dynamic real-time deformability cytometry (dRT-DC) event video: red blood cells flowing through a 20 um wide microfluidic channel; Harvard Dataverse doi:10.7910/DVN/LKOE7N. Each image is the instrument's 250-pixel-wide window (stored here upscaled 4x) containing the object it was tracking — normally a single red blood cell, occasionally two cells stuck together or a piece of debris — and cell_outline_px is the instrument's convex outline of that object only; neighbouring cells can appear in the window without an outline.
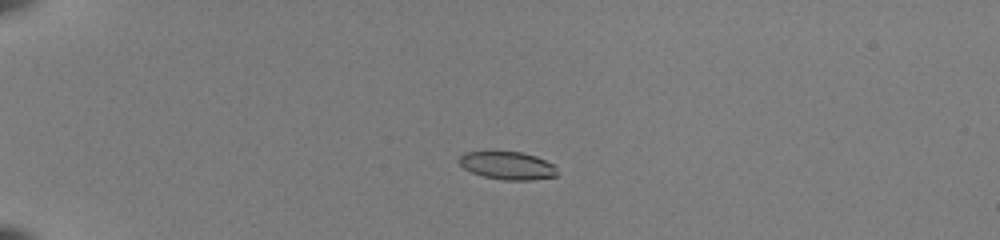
{"species": "common noctule bat (a hibernating species)", "species_latin": "Nyctalus noctula", "temperature_condition": "room temperature", "stored_images_in_passage": 41, "camera_frame_rate_fps": 3000, "um_per_image_px": 0.085, "animal": {"sex": "female", "body_mass_g": 22.0, "forearm_length_mm": 56.7}, "frame": {"image": 1, "passage_image": 3, "time_ms": 0.667, "image_size_px": [1000, 240], "cell_outline_px": [[556, 176], [532, 180], [504, 180], [484, 176], [472, 172], [464, 168], [456, 160], [464, 152], [524, 152], [536, 156], [552, 164], [556, 168]], "centroid_in_image_um": [43.12, 14.07], "position_along_channel_um": 41.9, "area_um2": 15.84}}
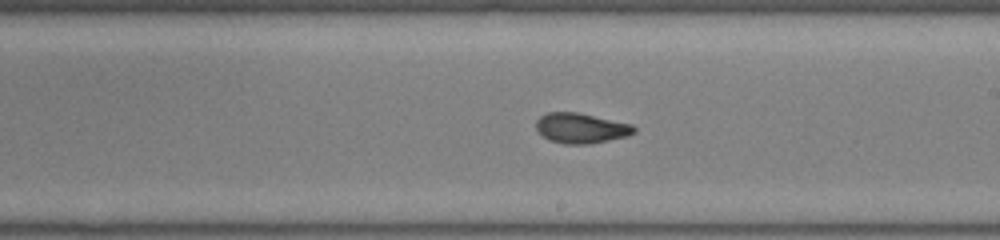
{"frame": {"image": 2, "passage_image": 22, "time_ms": 7.0, "image_size_px": [1000, 240], "cell_outline_px": [[636, 132], [628, 136], [588, 144], [564, 144], [548, 140], [536, 128], [536, 120], [540, 116], [548, 112], [576, 112], [632, 124], [636, 128]], "centroid_in_image_um": [49.39, 10.89], "position_along_channel_um": 239.6, "area_um2": 17.17}}
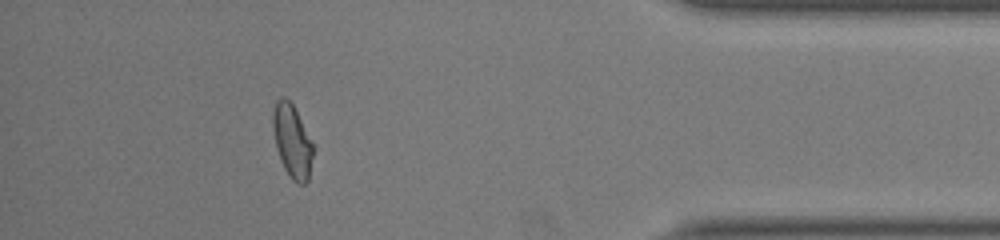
{"frame": {"image": 3, "passage_image": 37, "time_ms": 12.0, "image_size_px": [1000, 240], "cell_outline_px": [[312, 156], [308, 180], [304, 184], [296, 184], [292, 180], [284, 168], [280, 160], [276, 148], [272, 128], [272, 116], [276, 100], [280, 96], [284, 96], [292, 104], [312, 144]], "centroid_in_image_um": [24.79, 12.01], "position_along_channel_um": 410.4, "area_um2": 16.82}, "authors_computed_cell_mechanics": {"area_um2": 17.2822, "velocity_mm_per_s": 4.0316, "shape_relaxation_time_tau1_ms": null, "shape_relaxation_time_tau2_ms": 1.296, "deformation_change_tau1": null, "deformation_change_tau2": 0.0578}}